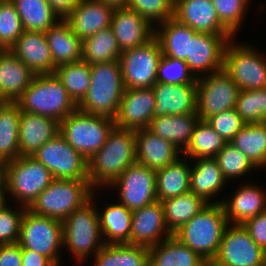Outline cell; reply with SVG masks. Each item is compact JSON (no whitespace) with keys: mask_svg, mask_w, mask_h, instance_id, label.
Instances as JSON below:
<instances>
[{"mask_svg":"<svg viewBox=\"0 0 266 266\" xmlns=\"http://www.w3.org/2000/svg\"><path fill=\"white\" fill-rule=\"evenodd\" d=\"M95 266H149V249L130 244H105L95 255Z\"/></svg>","mask_w":266,"mask_h":266,"instance_id":"8d00e7d4","label":"cell"},{"mask_svg":"<svg viewBox=\"0 0 266 266\" xmlns=\"http://www.w3.org/2000/svg\"><path fill=\"white\" fill-rule=\"evenodd\" d=\"M215 159L226 180L243 176L256 168L248 157L230 142L226 143Z\"/></svg>","mask_w":266,"mask_h":266,"instance_id":"f6af8a7d","label":"cell"},{"mask_svg":"<svg viewBox=\"0 0 266 266\" xmlns=\"http://www.w3.org/2000/svg\"><path fill=\"white\" fill-rule=\"evenodd\" d=\"M91 83L77 109L115 119L124 93L119 60L90 65Z\"/></svg>","mask_w":266,"mask_h":266,"instance_id":"7a4b0ae2","label":"cell"},{"mask_svg":"<svg viewBox=\"0 0 266 266\" xmlns=\"http://www.w3.org/2000/svg\"><path fill=\"white\" fill-rule=\"evenodd\" d=\"M221 24L236 36L242 20L246 15L249 0H212Z\"/></svg>","mask_w":266,"mask_h":266,"instance_id":"7dc6e473","label":"cell"},{"mask_svg":"<svg viewBox=\"0 0 266 266\" xmlns=\"http://www.w3.org/2000/svg\"><path fill=\"white\" fill-rule=\"evenodd\" d=\"M54 73L61 80L70 98L78 105L91 83L90 64L81 59L57 66Z\"/></svg>","mask_w":266,"mask_h":266,"instance_id":"b9f144b4","label":"cell"},{"mask_svg":"<svg viewBox=\"0 0 266 266\" xmlns=\"http://www.w3.org/2000/svg\"><path fill=\"white\" fill-rule=\"evenodd\" d=\"M228 225L222 204L211 202L173 235L205 260H213Z\"/></svg>","mask_w":266,"mask_h":266,"instance_id":"3957f363","label":"cell"},{"mask_svg":"<svg viewBox=\"0 0 266 266\" xmlns=\"http://www.w3.org/2000/svg\"><path fill=\"white\" fill-rule=\"evenodd\" d=\"M22 249L18 243L0 245V266H21Z\"/></svg>","mask_w":266,"mask_h":266,"instance_id":"f5cc1de1","label":"cell"},{"mask_svg":"<svg viewBox=\"0 0 266 266\" xmlns=\"http://www.w3.org/2000/svg\"><path fill=\"white\" fill-rule=\"evenodd\" d=\"M8 102L10 101L3 95L2 86L0 83V105L6 104Z\"/></svg>","mask_w":266,"mask_h":266,"instance_id":"91938a15","label":"cell"},{"mask_svg":"<svg viewBox=\"0 0 266 266\" xmlns=\"http://www.w3.org/2000/svg\"><path fill=\"white\" fill-rule=\"evenodd\" d=\"M20 210L14 211L7 207V204L0 208V245L18 243L21 221L26 207L22 206Z\"/></svg>","mask_w":266,"mask_h":266,"instance_id":"681fc988","label":"cell"},{"mask_svg":"<svg viewBox=\"0 0 266 266\" xmlns=\"http://www.w3.org/2000/svg\"><path fill=\"white\" fill-rule=\"evenodd\" d=\"M54 65L72 63L82 59V40L76 36L66 20H59L45 31Z\"/></svg>","mask_w":266,"mask_h":266,"instance_id":"4316f807","label":"cell"},{"mask_svg":"<svg viewBox=\"0 0 266 266\" xmlns=\"http://www.w3.org/2000/svg\"><path fill=\"white\" fill-rule=\"evenodd\" d=\"M196 85V114L200 120L235 108L240 89L224 69L197 78Z\"/></svg>","mask_w":266,"mask_h":266,"instance_id":"8fae6325","label":"cell"},{"mask_svg":"<svg viewBox=\"0 0 266 266\" xmlns=\"http://www.w3.org/2000/svg\"><path fill=\"white\" fill-rule=\"evenodd\" d=\"M231 38L203 32L194 34L190 39V56L185 62L196 79L202 77L201 73L223 69L225 48Z\"/></svg>","mask_w":266,"mask_h":266,"instance_id":"2e32d148","label":"cell"},{"mask_svg":"<svg viewBox=\"0 0 266 266\" xmlns=\"http://www.w3.org/2000/svg\"><path fill=\"white\" fill-rule=\"evenodd\" d=\"M94 188L89 180L53 179L27 208L34 214L64 221L91 200Z\"/></svg>","mask_w":266,"mask_h":266,"instance_id":"5b68a950","label":"cell"},{"mask_svg":"<svg viewBox=\"0 0 266 266\" xmlns=\"http://www.w3.org/2000/svg\"><path fill=\"white\" fill-rule=\"evenodd\" d=\"M18 12L24 30L45 32L59 17L46 0H11Z\"/></svg>","mask_w":266,"mask_h":266,"instance_id":"f35d334b","label":"cell"},{"mask_svg":"<svg viewBox=\"0 0 266 266\" xmlns=\"http://www.w3.org/2000/svg\"><path fill=\"white\" fill-rule=\"evenodd\" d=\"M135 162V130L115 126L105 144L88 160V180L93 188L109 186Z\"/></svg>","mask_w":266,"mask_h":266,"instance_id":"6da1fadb","label":"cell"},{"mask_svg":"<svg viewBox=\"0 0 266 266\" xmlns=\"http://www.w3.org/2000/svg\"><path fill=\"white\" fill-rule=\"evenodd\" d=\"M20 107L16 102L0 105V160L9 162L20 156Z\"/></svg>","mask_w":266,"mask_h":266,"instance_id":"e575fe53","label":"cell"},{"mask_svg":"<svg viewBox=\"0 0 266 266\" xmlns=\"http://www.w3.org/2000/svg\"><path fill=\"white\" fill-rule=\"evenodd\" d=\"M54 179L88 180V161L60 134L46 142L33 155Z\"/></svg>","mask_w":266,"mask_h":266,"instance_id":"4fadbf2b","label":"cell"},{"mask_svg":"<svg viewBox=\"0 0 266 266\" xmlns=\"http://www.w3.org/2000/svg\"><path fill=\"white\" fill-rule=\"evenodd\" d=\"M149 249V266H200L205 259L174 235Z\"/></svg>","mask_w":266,"mask_h":266,"instance_id":"1f68e13d","label":"cell"},{"mask_svg":"<svg viewBox=\"0 0 266 266\" xmlns=\"http://www.w3.org/2000/svg\"><path fill=\"white\" fill-rule=\"evenodd\" d=\"M60 122L50 117L21 111L19 124L20 156H33L46 142L59 134Z\"/></svg>","mask_w":266,"mask_h":266,"instance_id":"603a6c76","label":"cell"},{"mask_svg":"<svg viewBox=\"0 0 266 266\" xmlns=\"http://www.w3.org/2000/svg\"><path fill=\"white\" fill-rule=\"evenodd\" d=\"M206 121L226 142H230L246 125L235 108L213 115Z\"/></svg>","mask_w":266,"mask_h":266,"instance_id":"f907efd6","label":"cell"},{"mask_svg":"<svg viewBox=\"0 0 266 266\" xmlns=\"http://www.w3.org/2000/svg\"><path fill=\"white\" fill-rule=\"evenodd\" d=\"M155 103L153 88L125 89L114 119L115 126L135 131L148 128L154 117Z\"/></svg>","mask_w":266,"mask_h":266,"instance_id":"e0dca14e","label":"cell"},{"mask_svg":"<svg viewBox=\"0 0 266 266\" xmlns=\"http://www.w3.org/2000/svg\"><path fill=\"white\" fill-rule=\"evenodd\" d=\"M59 20H65L81 0H46Z\"/></svg>","mask_w":266,"mask_h":266,"instance_id":"db71d44e","label":"cell"},{"mask_svg":"<svg viewBox=\"0 0 266 266\" xmlns=\"http://www.w3.org/2000/svg\"><path fill=\"white\" fill-rule=\"evenodd\" d=\"M15 102L20 111L50 117L58 122L77 109L55 73L35 75Z\"/></svg>","mask_w":266,"mask_h":266,"instance_id":"277c9868","label":"cell"},{"mask_svg":"<svg viewBox=\"0 0 266 266\" xmlns=\"http://www.w3.org/2000/svg\"><path fill=\"white\" fill-rule=\"evenodd\" d=\"M93 195L90 201L76 209L62 222L63 247L69 248L79 262L87 259L91 253L95 255L105 245L101 239L99 211H96L92 202Z\"/></svg>","mask_w":266,"mask_h":266,"instance_id":"52a82bcc","label":"cell"},{"mask_svg":"<svg viewBox=\"0 0 266 266\" xmlns=\"http://www.w3.org/2000/svg\"><path fill=\"white\" fill-rule=\"evenodd\" d=\"M255 167L266 166V122L246 124L230 141Z\"/></svg>","mask_w":266,"mask_h":266,"instance_id":"74e56055","label":"cell"},{"mask_svg":"<svg viewBox=\"0 0 266 266\" xmlns=\"http://www.w3.org/2000/svg\"><path fill=\"white\" fill-rule=\"evenodd\" d=\"M200 266H222L214 260H205Z\"/></svg>","mask_w":266,"mask_h":266,"instance_id":"94428289","label":"cell"},{"mask_svg":"<svg viewBox=\"0 0 266 266\" xmlns=\"http://www.w3.org/2000/svg\"><path fill=\"white\" fill-rule=\"evenodd\" d=\"M35 74L9 50H0V83L3 95L15 102L31 84Z\"/></svg>","mask_w":266,"mask_h":266,"instance_id":"f1b7e54d","label":"cell"},{"mask_svg":"<svg viewBox=\"0 0 266 266\" xmlns=\"http://www.w3.org/2000/svg\"><path fill=\"white\" fill-rule=\"evenodd\" d=\"M51 172L33 156H19L6 165V193L28 208L50 185Z\"/></svg>","mask_w":266,"mask_h":266,"instance_id":"ba28073f","label":"cell"},{"mask_svg":"<svg viewBox=\"0 0 266 266\" xmlns=\"http://www.w3.org/2000/svg\"><path fill=\"white\" fill-rule=\"evenodd\" d=\"M113 8L127 7L128 0H96Z\"/></svg>","mask_w":266,"mask_h":266,"instance_id":"6f0895ef","label":"cell"},{"mask_svg":"<svg viewBox=\"0 0 266 266\" xmlns=\"http://www.w3.org/2000/svg\"><path fill=\"white\" fill-rule=\"evenodd\" d=\"M198 120L196 113L153 117L147 129L183 152L191 140Z\"/></svg>","mask_w":266,"mask_h":266,"instance_id":"83f0119b","label":"cell"},{"mask_svg":"<svg viewBox=\"0 0 266 266\" xmlns=\"http://www.w3.org/2000/svg\"><path fill=\"white\" fill-rule=\"evenodd\" d=\"M152 88L156 99L154 117L196 113V84L155 83Z\"/></svg>","mask_w":266,"mask_h":266,"instance_id":"7402d4cb","label":"cell"},{"mask_svg":"<svg viewBox=\"0 0 266 266\" xmlns=\"http://www.w3.org/2000/svg\"><path fill=\"white\" fill-rule=\"evenodd\" d=\"M165 223L169 231L174 234L184 224L204 209L208 203L192 192L168 198L161 201Z\"/></svg>","mask_w":266,"mask_h":266,"instance_id":"d590c367","label":"cell"},{"mask_svg":"<svg viewBox=\"0 0 266 266\" xmlns=\"http://www.w3.org/2000/svg\"><path fill=\"white\" fill-rule=\"evenodd\" d=\"M253 241L266 252V211L242 224Z\"/></svg>","mask_w":266,"mask_h":266,"instance_id":"816d5d0a","label":"cell"},{"mask_svg":"<svg viewBox=\"0 0 266 266\" xmlns=\"http://www.w3.org/2000/svg\"><path fill=\"white\" fill-rule=\"evenodd\" d=\"M155 24L128 7L115 8L111 29L121 52L136 48L152 39L155 34Z\"/></svg>","mask_w":266,"mask_h":266,"instance_id":"ac0fdd59","label":"cell"},{"mask_svg":"<svg viewBox=\"0 0 266 266\" xmlns=\"http://www.w3.org/2000/svg\"><path fill=\"white\" fill-rule=\"evenodd\" d=\"M110 185L119 187V203L131 211L157 201L156 170L138 162L130 165Z\"/></svg>","mask_w":266,"mask_h":266,"instance_id":"9a60e30c","label":"cell"},{"mask_svg":"<svg viewBox=\"0 0 266 266\" xmlns=\"http://www.w3.org/2000/svg\"><path fill=\"white\" fill-rule=\"evenodd\" d=\"M165 234V235H164ZM164 235L163 238H161ZM173 234L167 228L161 201H155L133 211L131 245L150 248Z\"/></svg>","mask_w":266,"mask_h":266,"instance_id":"d6986e66","label":"cell"},{"mask_svg":"<svg viewBox=\"0 0 266 266\" xmlns=\"http://www.w3.org/2000/svg\"><path fill=\"white\" fill-rule=\"evenodd\" d=\"M228 222L242 225L257 214L266 211V193L256 185H242L231 197L221 200Z\"/></svg>","mask_w":266,"mask_h":266,"instance_id":"484cf974","label":"cell"},{"mask_svg":"<svg viewBox=\"0 0 266 266\" xmlns=\"http://www.w3.org/2000/svg\"><path fill=\"white\" fill-rule=\"evenodd\" d=\"M132 215L133 211L121 203L106 206L103 213L99 214V223L105 244L131 245Z\"/></svg>","mask_w":266,"mask_h":266,"instance_id":"d6a6232c","label":"cell"},{"mask_svg":"<svg viewBox=\"0 0 266 266\" xmlns=\"http://www.w3.org/2000/svg\"><path fill=\"white\" fill-rule=\"evenodd\" d=\"M136 137V160L154 170L174 163L181 154L171 142L153 134L149 129H138Z\"/></svg>","mask_w":266,"mask_h":266,"instance_id":"d4e9b609","label":"cell"},{"mask_svg":"<svg viewBox=\"0 0 266 266\" xmlns=\"http://www.w3.org/2000/svg\"><path fill=\"white\" fill-rule=\"evenodd\" d=\"M24 31L14 3L0 0V50H9Z\"/></svg>","mask_w":266,"mask_h":266,"instance_id":"ee69618b","label":"cell"},{"mask_svg":"<svg viewBox=\"0 0 266 266\" xmlns=\"http://www.w3.org/2000/svg\"><path fill=\"white\" fill-rule=\"evenodd\" d=\"M161 56V47L155 36L143 45L123 51L119 63L124 88H152Z\"/></svg>","mask_w":266,"mask_h":266,"instance_id":"30bf717a","label":"cell"},{"mask_svg":"<svg viewBox=\"0 0 266 266\" xmlns=\"http://www.w3.org/2000/svg\"><path fill=\"white\" fill-rule=\"evenodd\" d=\"M114 9L96 0H81L65 20L83 41L110 27Z\"/></svg>","mask_w":266,"mask_h":266,"instance_id":"cb8c5ba5","label":"cell"},{"mask_svg":"<svg viewBox=\"0 0 266 266\" xmlns=\"http://www.w3.org/2000/svg\"><path fill=\"white\" fill-rule=\"evenodd\" d=\"M213 260L222 266H265L266 252L253 241L243 225L230 224Z\"/></svg>","mask_w":266,"mask_h":266,"instance_id":"5bb4252c","label":"cell"},{"mask_svg":"<svg viewBox=\"0 0 266 266\" xmlns=\"http://www.w3.org/2000/svg\"><path fill=\"white\" fill-rule=\"evenodd\" d=\"M6 190H0V208L6 204Z\"/></svg>","mask_w":266,"mask_h":266,"instance_id":"680465c9","label":"cell"},{"mask_svg":"<svg viewBox=\"0 0 266 266\" xmlns=\"http://www.w3.org/2000/svg\"><path fill=\"white\" fill-rule=\"evenodd\" d=\"M115 120L76 109L60 121L59 134L87 161L105 144Z\"/></svg>","mask_w":266,"mask_h":266,"instance_id":"8992f818","label":"cell"},{"mask_svg":"<svg viewBox=\"0 0 266 266\" xmlns=\"http://www.w3.org/2000/svg\"><path fill=\"white\" fill-rule=\"evenodd\" d=\"M6 165L7 162L0 160V190H6Z\"/></svg>","mask_w":266,"mask_h":266,"instance_id":"9f6ffc18","label":"cell"},{"mask_svg":"<svg viewBox=\"0 0 266 266\" xmlns=\"http://www.w3.org/2000/svg\"><path fill=\"white\" fill-rule=\"evenodd\" d=\"M173 17L196 32L233 37L221 24L212 0H174Z\"/></svg>","mask_w":266,"mask_h":266,"instance_id":"ffe728a7","label":"cell"},{"mask_svg":"<svg viewBox=\"0 0 266 266\" xmlns=\"http://www.w3.org/2000/svg\"><path fill=\"white\" fill-rule=\"evenodd\" d=\"M156 83L196 84V78L190 72L185 61L162 54L157 67Z\"/></svg>","mask_w":266,"mask_h":266,"instance_id":"bcb514c9","label":"cell"},{"mask_svg":"<svg viewBox=\"0 0 266 266\" xmlns=\"http://www.w3.org/2000/svg\"><path fill=\"white\" fill-rule=\"evenodd\" d=\"M235 110L246 124L266 122V88L240 90Z\"/></svg>","mask_w":266,"mask_h":266,"instance_id":"7bdbcfd3","label":"cell"},{"mask_svg":"<svg viewBox=\"0 0 266 266\" xmlns=\"http://www.w3.org/2000/svg\"><path fill=\"white\" fill-rule=\"evenodd\" d=\"M158 25L161 27L155 29L154 36L160 44L162 54L186 61L190 56V39H193L196 31L178 22L174 17Z\"/></svg>","mask_w":266,"mask_h":266,"instance_id":"f546056e","label":"cell"},{"mask_svg":"<svg viewBox=\"0 0 266 266\" xmlns=\"http://www.w3.org/2000/svg\"><path fill=\"white\" fill-rule=\"evenodd\" d=\"M223 69L240 90L266 88V59L248 44L227 43Z\"/></svg>","mask_w":266,"mask_h":266,"instance_id":"7c38bea8","label":"cell"},{"mask_svg":"<svg viewBox=\"0 0 266 266\" xmlns=\"http://www.w3.org/2000/svg\"><path fill=\"white\" fill-rule=\"evenodd\" d=\"M82 48V60L90 65L119 60L122 53L111 27L84 39Z\"/></svg>","mask_w":266,"mask_h":266,"instance_id":"ab89813d","label":"cell"},{"mask_svg":"<svg viewBox=\"0 0 266 266\" xmlns=\"http://www.w3.org/2000/svg\"><path fill=\"white\" fill-rule=\"evenodd\" d=\"M18 244L21 249L42 254L59 266L61 258L57 254L60 246H63L62 221L34 214L26 208Z\"/></svg>","mask_w":266,"mask_h":266,"instance_id":"9c48e42d","label":"cell"},{"mask_svg":"<svg viewBox=\"0 0 266 266\" xmlns=\"http://www.w3.org/2000/svg\"><path fill=\"white\" fill-rule=\"evenodd\" d=\"M190 170V192L209 201L227 181L215 158H199Z\"/></svg>","mask_w":266,"mask_h":266,"instance_id":"4dcf8cb0","label":"cell"},{"mask_svg":"<svg viewBox=\"0 0 266 266\" xmlns=\"http://www.w3.org/2000/svg\"><path fill=\"white\" fill-rule=\"evenodd\" d=\"M9 51L35 75L52 74L56 70L45 32L25 30Z\"/></svg>","mask_w":266,"mask_h":266,"instance_id":"44dd1931","label":"cell"},{"mask_svg":"<svg viewBox=\"0 0 266 266\" xmlns=\"http://www.w3.org/2000/svg\"><path fill=\"white\" fill-rule=\"evenodd\" d=\"M21 266H56L48 257L30 249H22Z\"/></svg>","mask_w":266,"mask_h":266,"instance_id":"11a10c76","label":"cell"},{"mask_svg":"<svg viewBox=\"0 0 266 266\" xmlns=\"http://www.w3.org/2000/svg\"><path fill=\"white\" fill-rule=\"evenodd\" d=\"M226 141L209 125L207 121L198 120L193 129L189 144L184 150L185 157L191 159L215 158L226 145Z\"/></svg>","mask_w":266,"mask_h":266,"instance_id":"60d3db41","label":"cell"},{"mask_svg":"<svg viewBox=\"0 0 266 266\" xmlns=\"http://www.w3.org/2000/svg\"><path fill=\"white\" fill-rule=\"evenodd\" d=\"M127 7L152 24L170 19L174 15V0H128Z\"/></svg>","mask_w":266,"mask_h":266,"instance_id":"c3c4849f","label":"cell"},{"mask_svg":"<svg viewBox=\"0 0 266 266\" xmlns=\"http://www.w3.org/2000/svg\"><path fill=\"white\" fill-rule=\"evenodd\" d=\"M186 157L156 170V197L158 201L190 192L191 166Z\"/></svg>","mask_w":266,"mask_h":266,"instance_id":"836d02e7","label":"cell"}]
</instances>
